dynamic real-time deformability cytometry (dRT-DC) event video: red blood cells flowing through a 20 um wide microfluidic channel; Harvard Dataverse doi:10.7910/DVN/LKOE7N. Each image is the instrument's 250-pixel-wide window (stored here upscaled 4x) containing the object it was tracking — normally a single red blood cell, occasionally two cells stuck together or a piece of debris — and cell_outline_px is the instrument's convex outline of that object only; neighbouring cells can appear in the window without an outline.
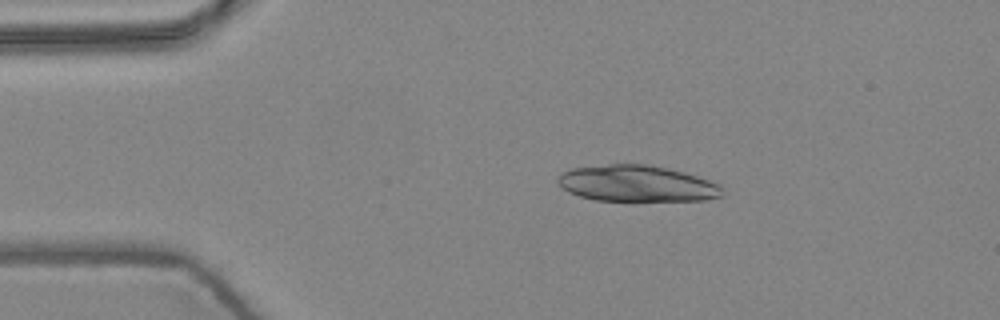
{"species": "common noctule bat (a hibernating species)", "species_latin": "Nyctalus noctula", "temperature_condition": "warm", "stored_images_in_passage": 4, "camera_frame_rate_fps": 3000, "um_per_image_px": 0.085, "animal": {"sex": "female", "body_mass_g": 24.6, "forearm_length_mm": 56.2}, "frame": {"image": 1, "passage_image": 2, "time_ms": 0.333, "image_size_px": [1000, 320], "cell_outline_px": [[720, 196], [704, 200], [596, 200], [580, 196], [568, 192], [556, 180], [564, 172], [572, 168], [608, 164], [648, 164], [668, 168], [684, 172], [720, 184]], "centroid_in_image_um": [54.11, 15.59], "position_along_channel_um": 30.9, "area_um2": 34.28}}